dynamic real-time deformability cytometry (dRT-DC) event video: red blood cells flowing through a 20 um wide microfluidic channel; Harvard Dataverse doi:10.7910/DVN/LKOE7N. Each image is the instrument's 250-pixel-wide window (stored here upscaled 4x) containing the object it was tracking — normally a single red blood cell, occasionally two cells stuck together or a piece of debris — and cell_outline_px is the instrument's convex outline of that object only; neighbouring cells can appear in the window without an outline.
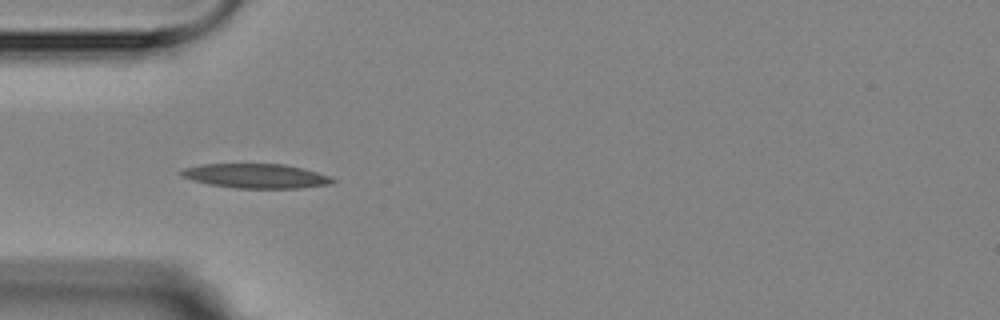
{"species": "Egyptian fruit bat (a non-hibernating species)", "species_latin": "Rousettus aegyptiacus", "temperature_condition": "room temperature", "stored_images_in_passage": 6, "camera_frame_rate_fps": 3000, "um_per_image_px": 0.085, "animal": {"sex": "female"}, "frame": {"image": 1, "passage_image": 6, "time_ms": 6.0, "image_size_px": [1000, 320], "cell_outline_px": [[336, 180], [332, 184], [300, 188], [232, 188], [208, 184], [192, 180], [180, 176], [180, 172], [184, 168], [200, 164], [284, 164], [316, 172], [328, 176]], "centroid_in_image_um": [21.71, 14.96], "position_along_channel_um": 63.3, "area_um2": 21.5}}